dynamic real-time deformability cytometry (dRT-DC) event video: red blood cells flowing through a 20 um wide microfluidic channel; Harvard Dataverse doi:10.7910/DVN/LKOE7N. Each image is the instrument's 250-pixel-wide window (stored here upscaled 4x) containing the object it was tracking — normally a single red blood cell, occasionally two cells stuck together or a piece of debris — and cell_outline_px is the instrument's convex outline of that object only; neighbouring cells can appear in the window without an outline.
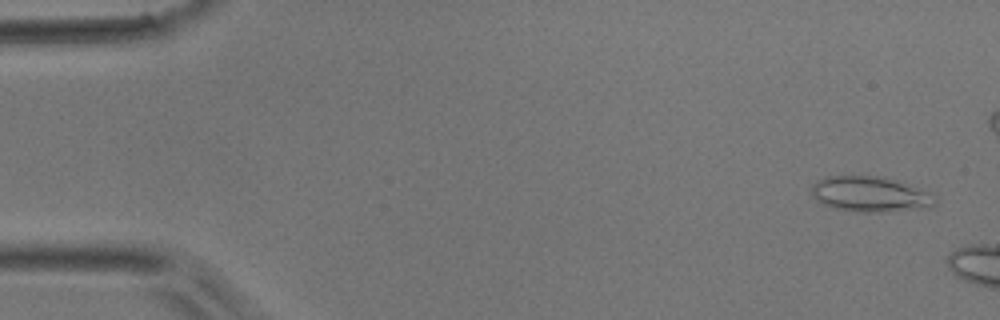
{"species": "common noctule bat (a hibernating species)", "species_latin": "Nyctalus noctula", "temperature_condition": "room temperature", "stored_images_in_passage": 6, "camera_frame_rate_fps": 3000, "um_per_image_px": 0.085, "animal": {"sex": "male", "body_mass_g": 17.9}, "frame": {"image": 1, "passage_image": 2, "time_ms": 0.333, "image_size_px": [1000, 320], "cell_outline_px": [[936, 204], [932, 208], [884, 212], [856, 212], [836, 208], [824, 204], [812, 196], [812, 184], [824, 176], [880, 176], [896, 180], [936, 192]], "centroid_in_image_um": [74.08, 16.51], "position_along_channel_um": 10.9, "area_um2": 26.07}}